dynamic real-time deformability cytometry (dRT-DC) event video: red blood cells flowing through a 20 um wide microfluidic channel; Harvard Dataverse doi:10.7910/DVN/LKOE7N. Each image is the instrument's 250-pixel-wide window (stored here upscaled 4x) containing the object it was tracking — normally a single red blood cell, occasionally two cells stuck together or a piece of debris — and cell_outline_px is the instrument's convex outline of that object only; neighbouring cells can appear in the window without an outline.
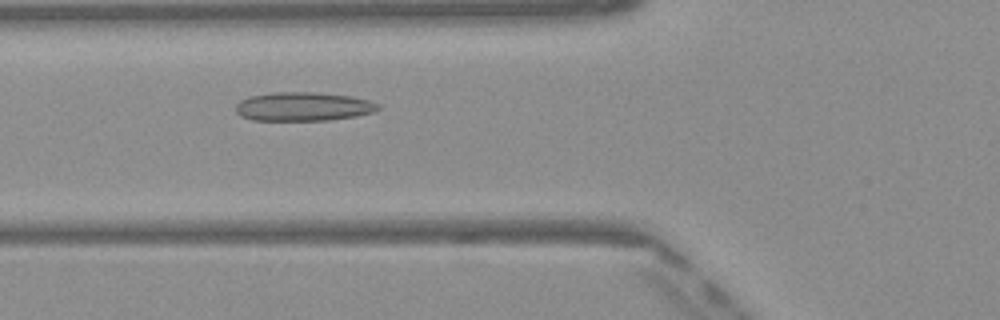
{"species": "Egyptian fruit bat (a non-hibernating species)", "species_latin": "Rousettus aegyptiacus", "temperature_condition": "warm", "stored_images_in_passage": 39, "camera_frame_rate_fps": 3000, "um_per_image_px": 0.085, "frame": {"image": 1, "passage_image": 8, "time_ms": 2.333, "image_size_px": [1000, 320], "cell_outline_px": [[380, 108], [376, 112], [356, 116], [332, 120], [252, 120], [240, 116], [236, 112], [236, 104], [240, 100], [248, 96], [276, 92], [312, 92], [352, 96], [368, 100], [380, 104]], "centroid_in_image_um": [25.79, 9.06], "position_along_channel_um": 100.0, "area_um2": 24.1}}
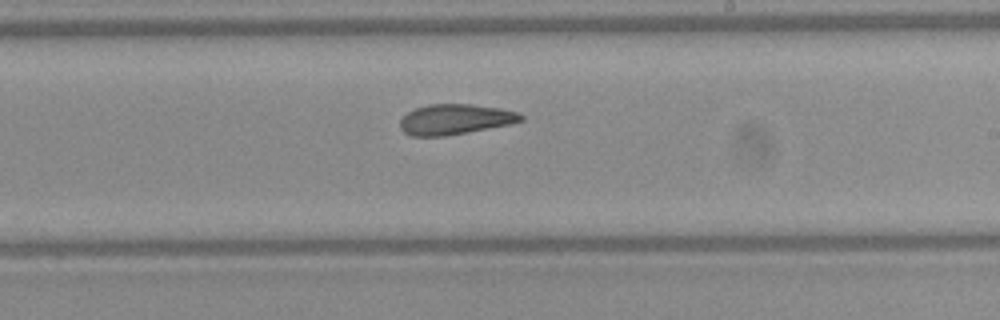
{"frame": {"image": 2, "passage_image": 19, "time_ms": 6.0, "image_size_px": [1000, 320], "cell_outline_px": [[524, 120], [512, 124], [468, 132], [444, 136], [412, 136], [404, 132], [400, 128], [400, 120], [408, 112], [416, 108], [428, 104], [472, 104], [500, 108], [520, 112], [524, 116]], "centroid_in_image_um": [38.73, 10.14], "position_along_channel_um": 250.3, "area_um2": 21.5}}
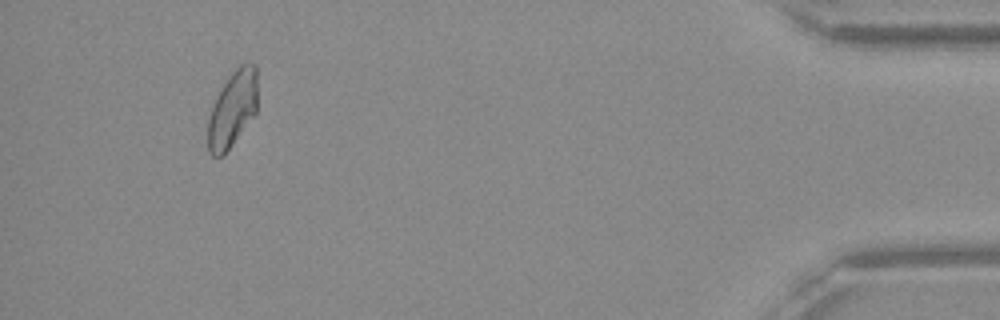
{"frame": {"image": 3, "passage_image": 36, "time_ms": 11.667, "image_size_px": [1000, 320], "cell_outline_px": [[256, 112], [224, 156], [212, 156], [208, 152], [208, 120], [212, 104], [216, 96], [228, 76], [240, 64], [256, 64]], "centroid_in_image_um": [19.73, 9.29], "position_along_channel_um": 415.5, "area_um2": 21.91}, "authors_computed_cell_mechanics": {"area_um2": 22.1374, "velocity_mm_per_s": 4.0888, "shape_relaxation_time_tau1_ms": null, "shape_relaxation_time_tau2_ms": 2.7014, "deformation_change_tau1": null, "deformation_change_tau2": 0.0901}}